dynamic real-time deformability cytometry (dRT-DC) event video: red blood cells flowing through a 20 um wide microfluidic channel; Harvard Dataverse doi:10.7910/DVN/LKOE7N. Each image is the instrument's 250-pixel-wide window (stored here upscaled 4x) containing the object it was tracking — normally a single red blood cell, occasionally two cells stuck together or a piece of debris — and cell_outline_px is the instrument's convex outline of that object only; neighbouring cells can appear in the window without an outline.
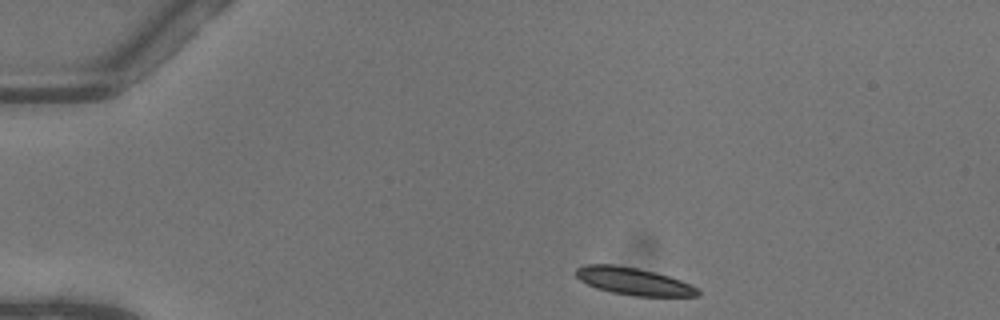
{"species": "common noctule bat (a hibernating species)", "species_latin": "Nyctalus noctula", "temperature_condition": "warm", "stored_images_in_passage": 42, "camera_frame_rate_fps": 3000, "um_per_image_px": 0.085, "animal": {"sex": "female"}, "frame": {"image": 1, "passage_image": 1, "time_ms": 0.0, "image_size_px": [1000, 320], "cell_outline_px": [[700, 296], [632, 296], [612, 292], [596, 288], [580, 280], [576, 276], [576, 268], [584, 264], [612, 264], [636, 268], [668, 276], [680, 280], [696, 288], [700, 292]], "centroid_in_image_um": [53.81, 23.91], "position_along_channel_um": 31.2, "area_um2": 19.19}}
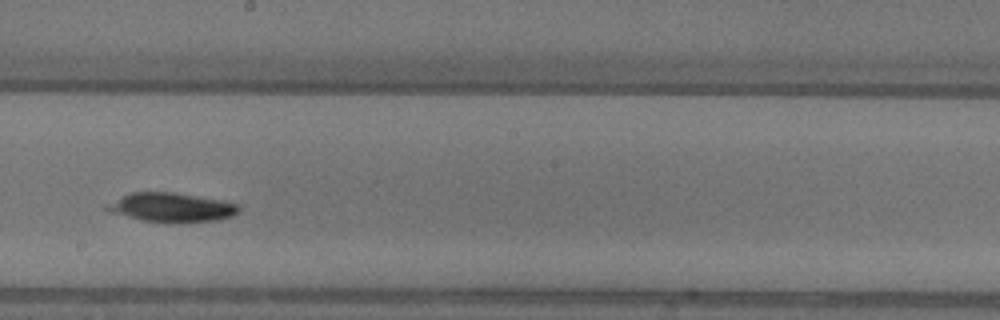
{"frame": {"image": 2, "passage_image": 21, "time_ms": 6.667, "image_size_px": [1000, 320], "cell_outline_px": [[240, 212], [232, 216], [216, 220], [176, 224], [140, 220], [112, 212], [104, 208], [128, 192], [176, 192], [220, 200], [240, 204]], "centroid_in_image_um": [14.64, 17.64], "position_along_channel_um": 233.6, "area_um2": 22.54}}
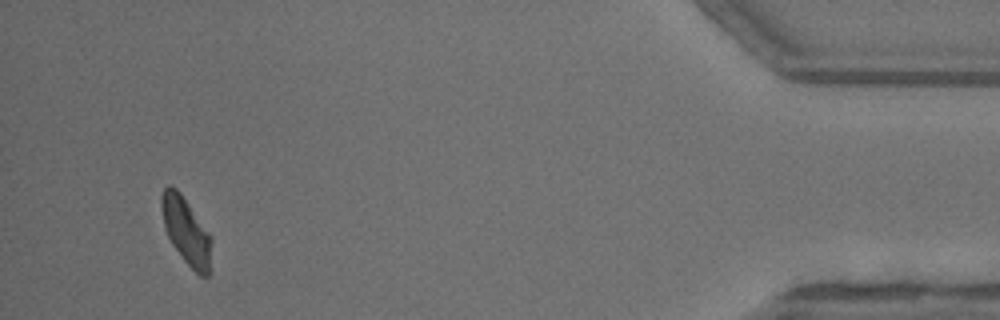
{"frame": {"image": 3, "passage_image": 40, "time_ms": 13.0, "image_size_px": [1000, 320], "cell_outline_px": [[212, 244], [208, 276], [200, 276], [184, 260], [172, 244], [164, 228], [160, 204], [160, 196], [164, 188], [168, 184], [176, 188], [180, 192], [208, 232], [212, 240]], "centroid_in_image_um": [15.8, 19.6], "position_along_channel_um": 419.4, "area_um2": 19.31}, "authors_computed_cell_mechanics": {"area_um2": 20.4901, "velocity_mm_per_s": 4.0489, "shape_relaxation_time_tau1_ms": 3.1102, "shape_relaxation_time_tau2_ms": null, "deformation_change_tau1": 0.1601, "deformation_change_tau2": null}}